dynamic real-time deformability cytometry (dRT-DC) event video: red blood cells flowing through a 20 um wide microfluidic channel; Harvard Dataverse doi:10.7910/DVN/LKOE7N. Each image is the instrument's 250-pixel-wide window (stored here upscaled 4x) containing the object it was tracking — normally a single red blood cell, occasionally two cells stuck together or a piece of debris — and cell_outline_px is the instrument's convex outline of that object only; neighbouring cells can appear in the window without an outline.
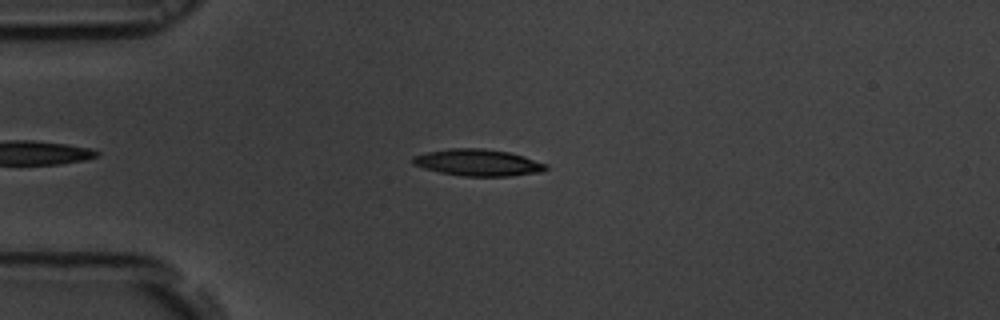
{"species": "common noctule bat (a hibernating species)", "species_latin": "Nyctalus noctula", "temperature_condition": "room temperature", "stored_images_in_passage": 42, "camera_frame_rate_fps": 3000, "um_per_image_px": 0.085, "animal": {"sex": "male", "body_mass_g": 19.5, "forearm_length_mm": 54.6}, "frame": {"image": 1, "passage_image": 9, "time_ms": 2.667, "image_size_px": [1000, 320], "cell_outline_px": [[548, 168], [540, 172], [512, 176], [464, 176], [440, 172], [424, 168], [412, 164], [412, 156], [428, 152], [448, 148], [480, 148], [508, 152], [524, 156], [548, 164]], "centroid_in_image_um": [40.63, 13.82], "position_along_channel_um": 44.4, "area_um2": 20.69}}
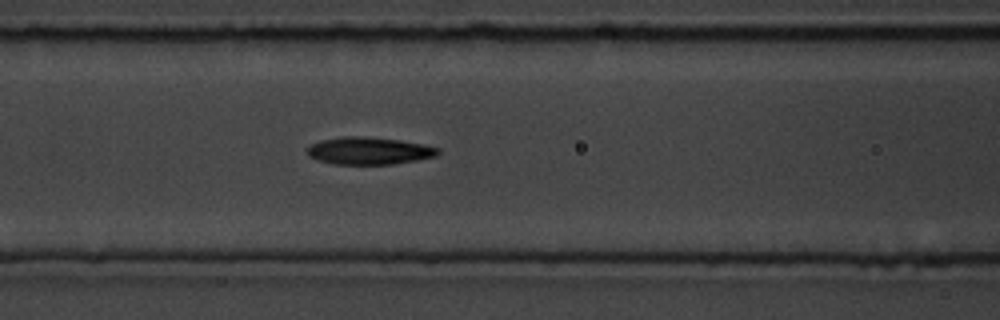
{"frame": {"image": 2, "passage_image": 18, "time_ms": 5.667, "image_size_px": [1000, 320], "cell_outline_px": [[440, 152], [436, 156], [416, 160], [392, 164], [332, 164], [316, 160], [308, 156], [308, 148], [312, 144], [320, 140], [340, 136], [360, 136], [400, 140], [424, 144], [440, 148]], "centroid_in_image_um": [31.36, 12.81], "position_along_channel_um": 135.2, "area_um2": 20.92}}
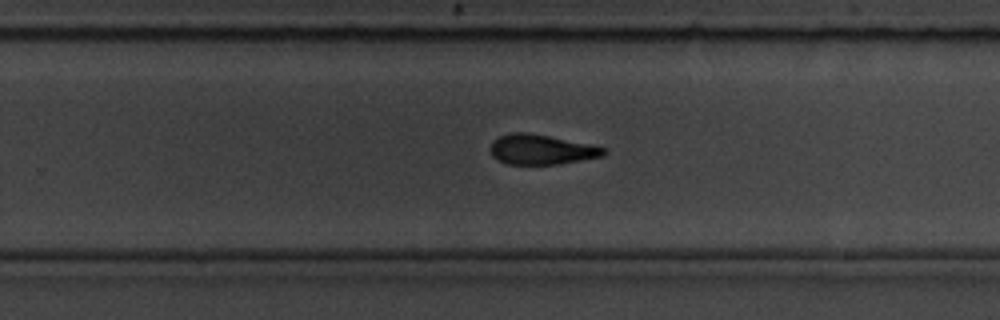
{"frame": {"image": 3, "passage_image": 30, "time_ms": 9.667, "image_size_px": [1000, 320], "cell_outline_px": [[608, 152], [604, 156], [560, 164], [508, 164], [496, 160], [492, 156], [488, 148], [492, 140], [500, 136], [512, 132], [528, 132], [608, 148]], "centroid_in_image_um": [45.99, 12.71], "position_along_channel_um": 283.8, "area_um2": 20.0}, "authors_computed_cell_mechanics": {"area_um2": 20.2011, "velocity_mm_per_s": 3.7257, "shape_relaxation_time_tau1_ms": 2.8032, "shape_relaxation_time_tau2_ms": 6.4695, "deformation_change_tau1": 0.1345, "deformation_change_tau2": 0.1816}}